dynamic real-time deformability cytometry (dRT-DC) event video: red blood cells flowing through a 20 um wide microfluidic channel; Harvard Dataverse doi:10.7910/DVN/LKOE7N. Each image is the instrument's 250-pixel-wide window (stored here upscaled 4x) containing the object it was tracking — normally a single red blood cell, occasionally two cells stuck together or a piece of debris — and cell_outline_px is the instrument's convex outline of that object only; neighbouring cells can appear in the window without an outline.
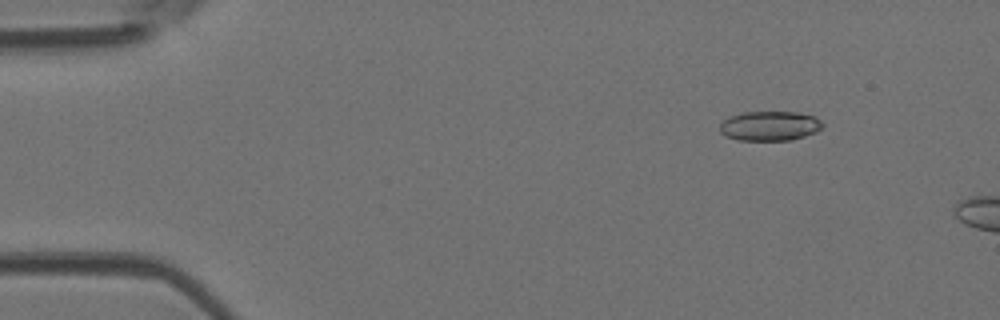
{"species": "Egyptian fruit bat (a non-hibernating species)", "species_latin": "Rousettus aegyptiacus", "temperature_condition": "room temperature", "stored_images_in_passage": 3, "camera_frame_rate_fps": 3000, "um_per_image_px": 0.085, "animal": {"sex": "female"}, "frame": {"image": 1, "passage_image": 2, "time_ms": 0.333, "image_size_px": [1000, 320], "cell_outline_px": [[824, 124], [816, 132], [792, 140], [740, 140], [728, 136], [720, 132], [720, 124], [728, 116], [740, 112], [796, 112], [812, 116], [820, 120]], "centroid_in_image_um": [65.41, 10.69], "position_along_channel_um": 19.6, "area_um2": 17.63}}